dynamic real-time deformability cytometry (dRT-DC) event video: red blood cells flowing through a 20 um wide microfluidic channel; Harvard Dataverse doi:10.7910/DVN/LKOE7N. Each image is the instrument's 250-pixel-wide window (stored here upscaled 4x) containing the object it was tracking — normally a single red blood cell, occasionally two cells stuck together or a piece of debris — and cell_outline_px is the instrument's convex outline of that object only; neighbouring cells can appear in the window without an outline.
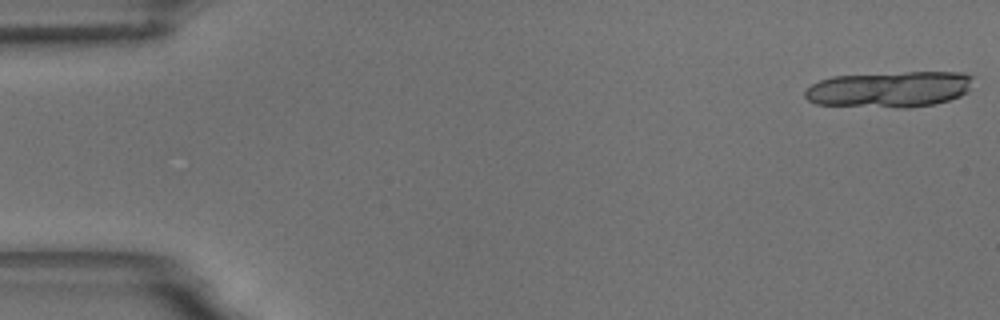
{"species": "common noctule bat (a hibernating species)", "species_latin": "Nyctalus noctula", "temperature_condition": "room temperature", "stored_images_in_passage": 25, "camera_frame_rate_fps": 3000, "um_per_image_px": 0.085, "animal": {"sex": "male", "body_mass_g": 18.8}, "frame": {"image": 1, "passage_image": 1, "time_ms": 0.0, "image_size_px": [1000, 320], "cell_outline_px": [[972, 76], [968, 92], [960, 96], [948, 100], [932, 104], [908, 108], [900, 108], [816, 104], [808, 100], [804, 96], [804, 92], [812, 84], [820, 80], [832, 76], [904, 72], [964, 72]], "centroid_in_image_um": [75.6, 7.59], "position_along_channel_um": 9.4, "area_um2": 35.26}}